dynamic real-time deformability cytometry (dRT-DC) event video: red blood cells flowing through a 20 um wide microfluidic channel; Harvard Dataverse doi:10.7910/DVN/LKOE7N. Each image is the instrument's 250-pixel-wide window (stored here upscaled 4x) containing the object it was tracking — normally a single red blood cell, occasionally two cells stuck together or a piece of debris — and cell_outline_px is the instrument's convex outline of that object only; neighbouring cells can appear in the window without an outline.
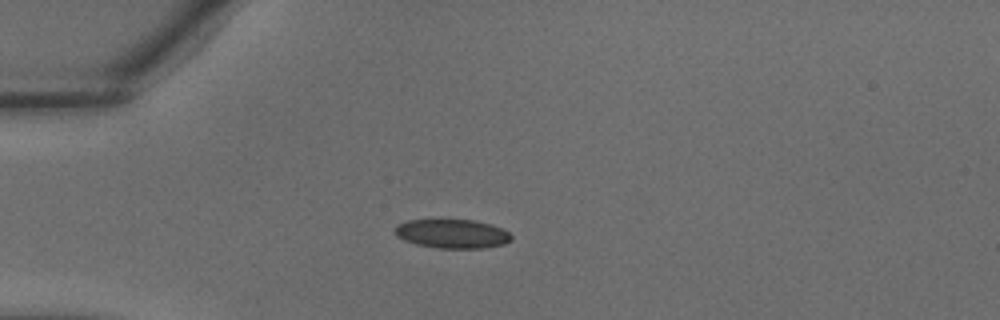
{"species": "common noctule bat (a hibernating species)", "species_latin": "Nyctalus noctula", "temperature_condition": "warm", "stored_images_in_passage": 37, "camera_frame_rate_fps": 3000, "um_per_image_px": 0.085, "animal": {"sex": "male", "body_mass_g": 18.8}, "frame": {"image": 1, "passage_image": 10, "time_ms": 3.0, "image_size_px": [1000, 320], "cell_outline_px": [[512, 240], [504, 244], [484, 248], [436, 248], [416, 244], [404, 240], [396, 236], [396, 224], [408, 220], [472, 220], [492, 224], [504, 228], [512, 236]], "centroid_in_image_um": [38.47, 19.87], "position_along_channel_um": 46.5, "area_um2": 19.77}}
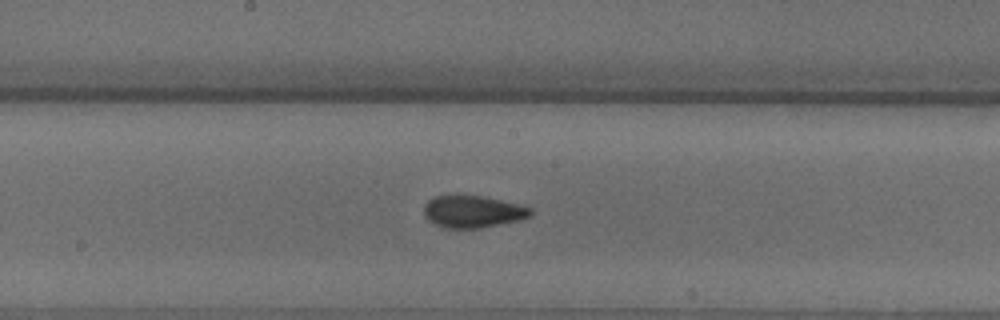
{"frame": {"image": 2, "passage_image": 20, "time_ms": 6.333, "image_size_px": [1000, 320], "cell_outline_px": [[532, 212], [528, 216], [520, 220], [480, 228], [444, 228], [428, 220], [424, 216], [424, 204], [432, 196], [484, 196], [520, 204], [532, 208]], "centroid_in_image_um": [40.18, 17.98], "position_along_channel_um": 208.0, "area_um2": 19.94}}
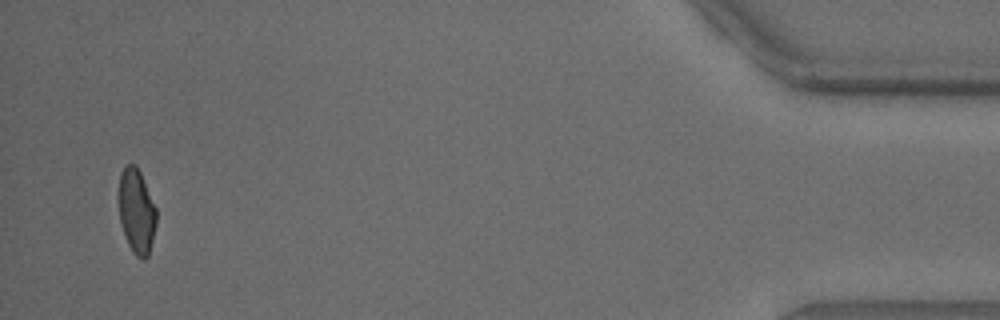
{"frame": {"image": 3, "passage_image": 36, "time_ms": 11.667, "image_size_px": [1000, 320], "cell_outline_px": [[156, 224], [148, 256], [144, 260], [140, 260], [132, 252], [128, 244], [120, 224], [116, 196], [120, 172], [128, 164], [136, 164], [140, 172], [156, 208]], "centroid_in_image_um": [11.56, 17.94], "position_along_channel_um": 423.6, "area_um2": 19.07}}